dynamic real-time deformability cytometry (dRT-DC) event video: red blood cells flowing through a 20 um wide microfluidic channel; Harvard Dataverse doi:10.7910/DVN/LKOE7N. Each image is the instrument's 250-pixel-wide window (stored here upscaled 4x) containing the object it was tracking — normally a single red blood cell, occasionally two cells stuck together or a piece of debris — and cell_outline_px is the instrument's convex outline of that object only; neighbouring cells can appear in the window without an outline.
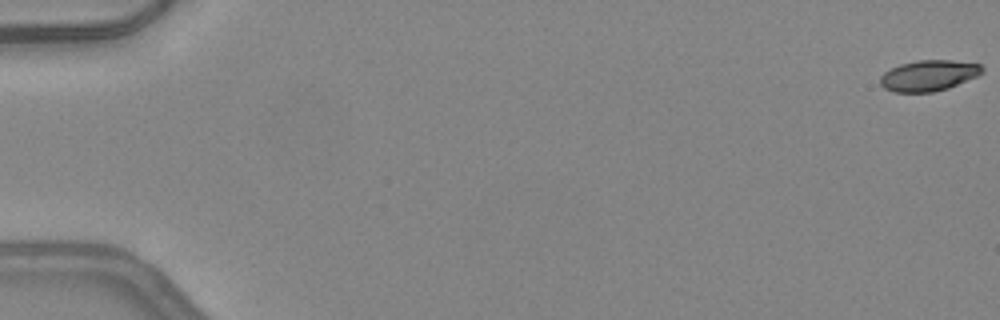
{"species": "common noctule bat (a hibernating species)", "species_latin": "Nyctalus noctula", "temperature_condition": "warm", "stored_images_in_passage": 50, "camera_frame_rate_fps": 3000, "um_per_image_px": 0.085, "animal": {"sex": "female", "body_mass_g": 24.6, "forearm_length_mm": 56.2}, "frame": {"image": 1, "passage_image": 1, "time_ms": 0.0, "image_size_px": [1000, 320], "cell_outline_px": [[984, 72], [976, 76], [948, 88], [932, 92], [892, 92], [884, 88], [880, 84], [880, 76], [884, 72], [900, 64], [916, 60], [952, 60], [980, 64], [984, 68]], "centroid_in_image_um": [78.92, 6.42], "position_along_channel_um": 6.1, "area_um2": 18.32}}
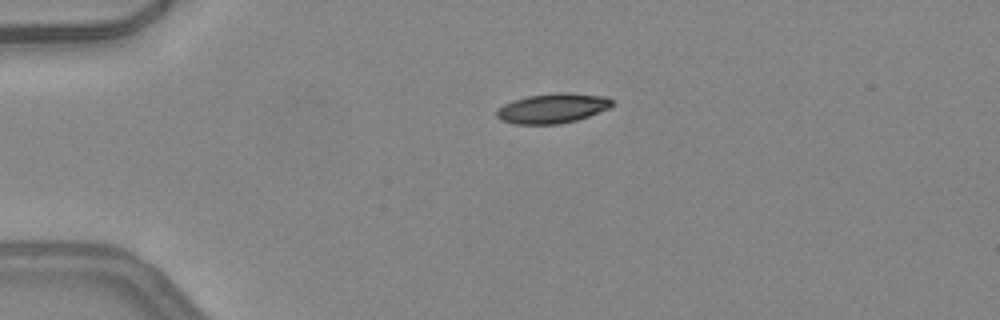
{"frame": {"image": 2, "passage_image": 13, "time_ms": 4.0, "image_size_px": [1000, 320], "cell_outline_px": [[612, 104], [608, 108], [588, 116], [576, 120], [560, 124], [516, 124], [500, 120], [496, 116], [496, 108], [512, 100], [528, 96], [556, 92], [568, 92], [608, 96], [612, 100]], "centroid_in_image_um": [46.93, 9.19], "position_along_channel_um": 38.1, "area_um2": 20.17}, "authors_computed_cell_mechanics": {"area_um2": 20.3167, "velocity_mm_per_s": 4.253, "shape_relaxation_time_tau1_ms": null, "shape_relaxation_time_tau2_ms": 2.7673, "deformation_change_tau1": null, "deformation_change_tau2": 0.0876}}